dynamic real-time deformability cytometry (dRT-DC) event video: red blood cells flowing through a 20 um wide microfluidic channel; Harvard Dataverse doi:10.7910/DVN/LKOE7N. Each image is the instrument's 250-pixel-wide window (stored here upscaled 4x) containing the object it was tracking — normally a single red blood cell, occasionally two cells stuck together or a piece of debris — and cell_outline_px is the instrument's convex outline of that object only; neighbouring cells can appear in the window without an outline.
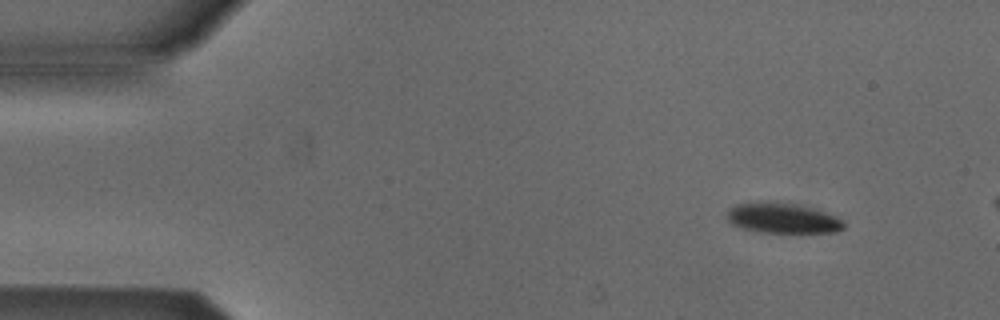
{"species": "Egyptian fruit bat (a non-hibernating species)", "species_latin": "Rousettus aegyptiacus", "temperature_condition": "cold", "stored_images_in_passage": 3, "camera_frame_rate_fps": 3000, "um_per_image_px": 0.085, "animal": {"sex": "male"}, "frame": {"image": 1, "passage_image": 1, "time_ms": 0.0, "image_size_px": [1000, 320], "cell_outline_px": [[844, 228], [836, 232], [760, 232], [744, 228], [732, 224], [728, 220], [728, 212], [736, 204], [760, 200], [764, 200], [796, 204], [812, 208], [836, 216], [844, 224]], "centroid_in_image_um": [66.5, 18.52], "position_along_channel_um": 18.5, "area_um2": 20.46}}